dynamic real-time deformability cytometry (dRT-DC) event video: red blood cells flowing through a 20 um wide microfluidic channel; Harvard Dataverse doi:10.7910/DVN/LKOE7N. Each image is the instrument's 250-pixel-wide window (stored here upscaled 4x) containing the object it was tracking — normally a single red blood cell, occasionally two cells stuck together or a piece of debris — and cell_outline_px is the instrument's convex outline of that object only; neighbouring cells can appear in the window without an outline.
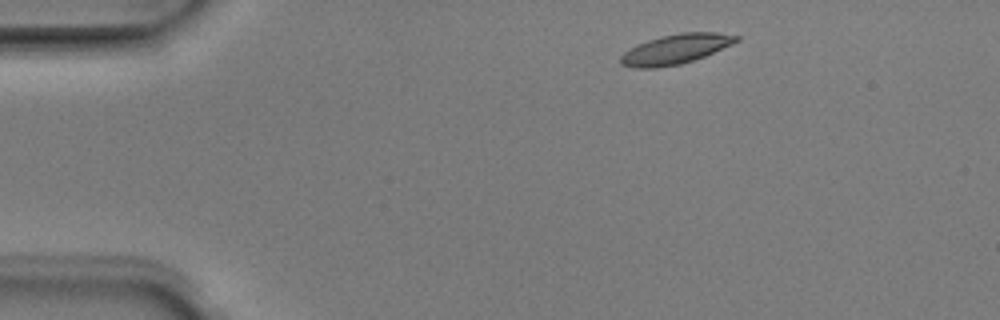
{"species": "Egyptian fruit bat (a non-hibernating species)", "species_latin": "Rousettus aegyptiacus", "temperature_condition": "room temperature", "stored_images_in_passage": 3, "camera_frame_rate_fps": 3000, "um_per_image_px": 0.085, "animal": {"sex": "male"}, "frame": {"image": 1, "passage_image": 1, "time_ms": 0.0, "image_size_px": [1000, 320], "cell_outline_px": [[740, 40], [732, 44], [704, 56], [680, 64], [656, 68], [636, 68], [620, 64], [620, 56], [624, 52], [648, 40], [660, 36], [680, 32], [716, 32], [740, 36]], "centroid_in_image_um": [57.44, 4.17], "position_along_channel_um": 27.6, "area_um2": 19.88}}
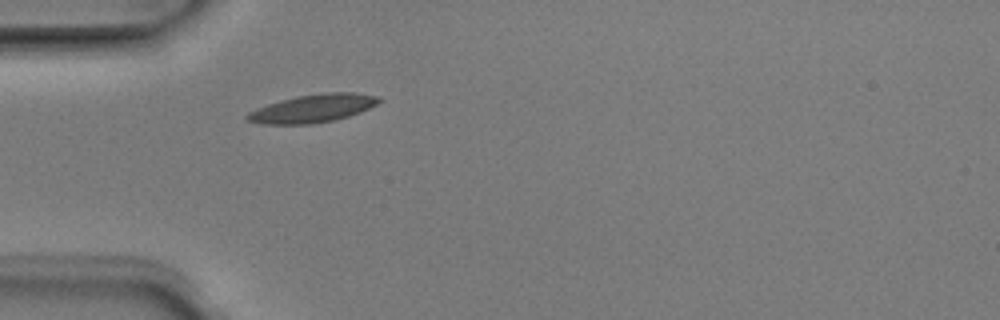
{"frame": {"image": 2, "passage_image": 3, "time_ms": 0.667, "image_size_px": [1000, 320], "cell_outline_px": [[384, 100], [360, 112], [348, 116], [332, 120], [312, 124], [264, 124], [248, 120], [244, 116], [248, 112], [256, 108], [280, 100], [296, 96], [324, 92], [352, 92], [380, 96]], "centroid_in_image_um": [26.6, 9.2], "position_along_channel_um": 58.4, "area_um2": 21.56}}